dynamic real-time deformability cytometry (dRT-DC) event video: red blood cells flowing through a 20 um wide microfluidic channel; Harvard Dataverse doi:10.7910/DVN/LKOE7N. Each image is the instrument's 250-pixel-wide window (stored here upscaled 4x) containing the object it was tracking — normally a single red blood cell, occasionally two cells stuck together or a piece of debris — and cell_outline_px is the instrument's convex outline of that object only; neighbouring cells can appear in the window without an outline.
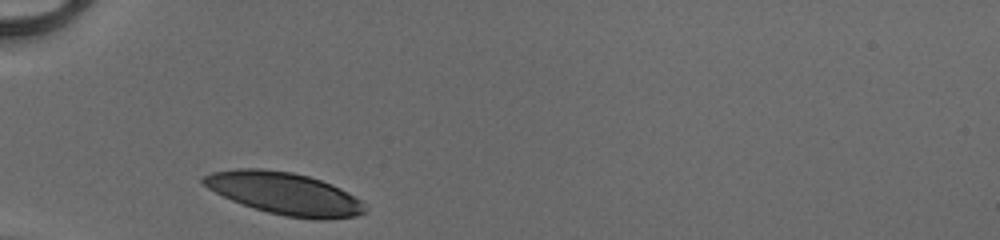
{"species": "human", "species_latin": "Homo sapiens", "temperature_condition": "cold", "stored_images_in_passage": 26, "camera_frame_rate_fps": 3000, "um_per_image_px": 0.085, "donor": {"sex": "male"}, "frame": {"image": 1, "passage_image": 1, "time_ms": 0.0, "image_size_px": [1000, 240], "cell_outline_px": [[364, 212], [356, 216], [328, 220], [320, 220], [284, 216], [252, 208], [232, 200], [208, 188], [200, 180], [200, 176], [212, 172], [236, 168], [260, 168], [292, 172], [308, 176], [332, 184], [348, 192], [360, 200], [364, 204]], "centroid_in_image_um": [24.16, 16.44], "position_along_channel_um": 60.8, "area_um2": 39.77}}
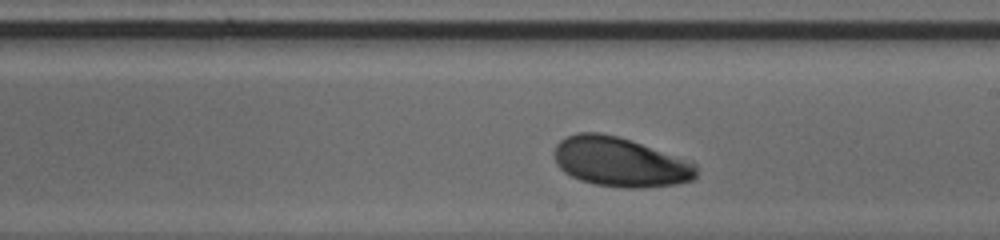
{"frame": {"image": 2, "passage_image": 15, "time_ms": 4.667, "image_size_px": [1000, 240], "cell_outline_px": [[696, 176], [692, 180], [676, 184], [644, 188], [620, 188], [596, 184], [580, 180], [564, 172], [556, 164], [552, 152], [556, 144], [564, 136], [576, 132], [600, 132], [632, 140], [696, 164]], "centroid_in_image_um": [52.64, 13.76], "position_along_channel_um": 236.4, "area_um2": 41.1}}
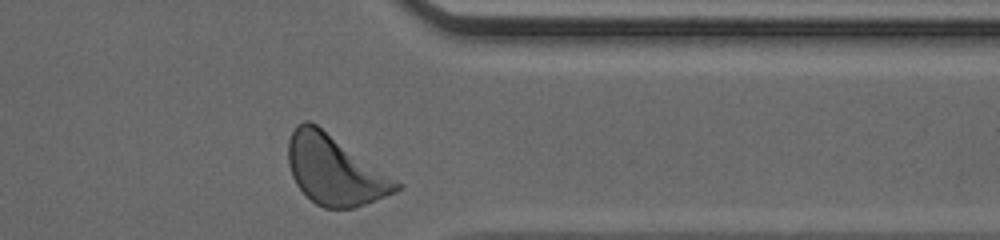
{"frame": {"image": 3, "passage_image": 26, "time_ms": 8.333, "image_size_px": [1000, 240], "cell_outline_px": [[404, 184], [396, 192], [356, 208], [324, 208], [316, 204], [296, 184], [292, 176], [288, 164], [288, 140], [296, 124], [304, 120], [308, 120], [316, 124]], "centroid_in_image_um": [28.46, 14.46], "position_along_channel_um": 382.9, "area_um2": 43.7}, "authors_computed_cell_mechanics": {"area_um2": 40.6045, "velocity_mm_per_s": 4.0557, "shape_relaxation_time_tau1_ms": 1.3669, "shape_relaxation_time_tau2_ms": null, "deformation_change_tau1": 0.0985, "deformation_change_tau2": null}}